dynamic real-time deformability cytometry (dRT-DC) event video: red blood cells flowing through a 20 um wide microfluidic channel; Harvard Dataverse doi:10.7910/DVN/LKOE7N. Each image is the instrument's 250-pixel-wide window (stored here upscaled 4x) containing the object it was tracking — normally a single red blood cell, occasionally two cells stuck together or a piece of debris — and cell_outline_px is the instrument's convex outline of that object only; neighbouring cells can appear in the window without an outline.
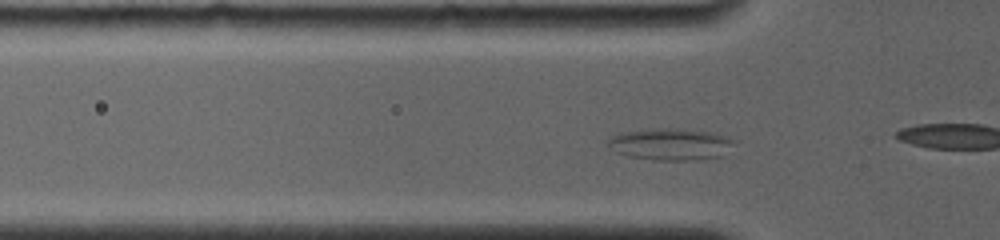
{"species": "common noctule bat (a hibernating species)", "species_latin": "Nyctalus noctula", "temperature_condition": "room temperature", "stored_images_in_passage": 43, "camera_frame_rate_fps": 4000, "um_per_image_px": 0.085, "animal": {"sex": "female", "body_mass_g": 19.0, "forearm_length_mm": 56.7}, "frame": {"image": 1, "passage_image": 13, "time_ms": 3.75, "image_size_px": [1000, 240], "cell_outline_px": [[736, 144], [724, 156], [696, 160], [656, 160], [628, 156], [616, 152], [608, 144], [608, 140], [612, 136], [620, 132], [652, 128], [676, 128], [708, 132], [728, 136], [736, 140]], "centroid_in_image_um": [57.06, 12.26], "position_along_channel_um": 68.7, "area_um2": 23.7}}
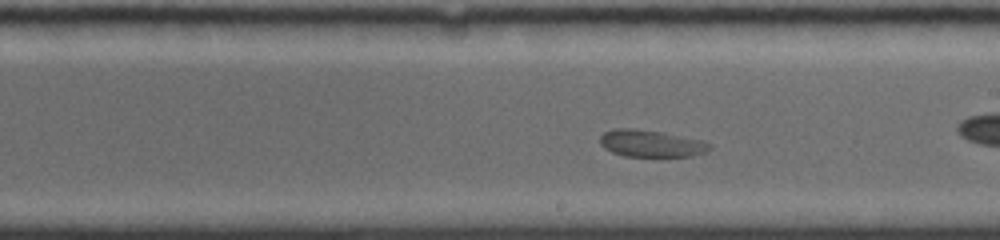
{"frame": {"image": 2, "passage_image": 26, "time_ms": 8.25, "image_size_px": [1000, 240], "cell_outline_px": [[712, 148], [708, 152], [692, 156], [624, 156], [612, 152], [604, 148], [600, 144], [600, 136], [604, 132], [616, 128], [636, 128], [664, 132], [704, 140], [712, 144]], "centroid_in_image_um": [55.39, 12.19], "position_along_channel_um": 233.6, "area_um2": 17.57}}
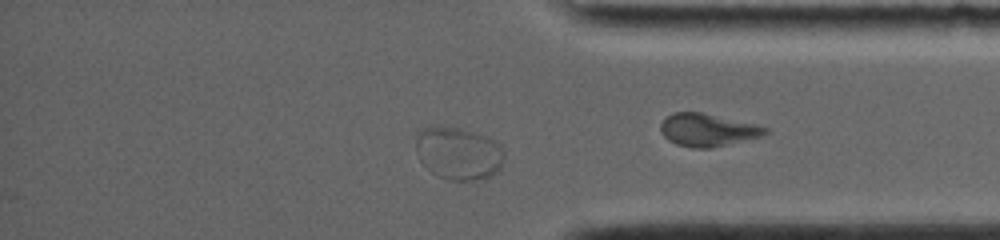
{"frame": {"image": 3, "passage_image": 40, "time_ms": 12.75, "image_size_px": [1000, 240], "cell_outline_px": [[504, 164], [492, 176], [484, 180], [448, 180], [436, 176], [420, 160], [416, 148], [416, 140], [420, 132], [424, 128], [456, 128], [472, 132], [484, 136], [492, 140], [504, 152]], "centroid_in_image_um": [39.0, 13.09], "position_along_channel_um": 396.2, "area_um2": 26.59}}